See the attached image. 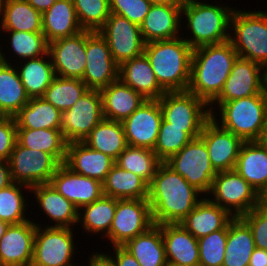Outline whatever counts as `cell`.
Wrapping results in <instances>:
<instances>
[{
	"mask_svg": "<svg viewBox=\"0 0 267 266\" xmlns=\"http://www.w3.org/2000/svg\"><path fill=\"white\" fill-rule=\"evenodd\" d=\"M203 197L180 174L161 162L149 184L148 202L154 224H179Z\"/></svg>",
	"mask_w": 267,
	"mask_h": 266,
	"instance_id": "6da1fadb",
	"label": "cell"
},
{
	"mask_svg": "<svg viewBox=\"0 0 267 266\" xmlns=\"http://www.w3.org/2000/svg\"><path fill=\"white\" fill-rule=\"evenodd\" d=\"M237 57L229 41L193 49L188 91L210 105L222 91Z\"/></svg>",
	"mask_w": 267,
	"mask_h": 266,
	"instance_id": "7a4b0ae2",
	"label": "cell"
},
{
	"mask_svg": "<svg viewBox=\"0 0 267 266\" xmlns=\"http://www.w3.org/2000/svg\"><path fill=\"white\" fill-rule=\"evenodd\" d=\"M204 1L187 0L181 10V20L186 21H181L185 23L181 30L186 28L190 32L188 36L181 32V37L192 49L229 41L230 18L235 8L218 1L216 4Z\"/></svg>",
	"mask_w": 267,
	"mask_h": 266,
	"instance_id": "3957f363",
	"label": "cell"
},
{
	"mask_svg": "<svg viewBox=\"0 0 267 266\" xmlns=\"http://www.w3.org/2000/svg\"><path fill=\"white\" fill-rule=\"evenodd\" d=\"M144 54L165 92L188 90L193 49L181 36L145 43Z\"/></svg>",
	"mask_w": 267,
	"mask_h": 266,
	"instance_id": "277c9868",
	"label": "cell"
},
{
	"mask_svg": "<svg viewBox=\"0 0 267 266\" xmlns=\"http://www.w3.org/2000/svg\"><path fill=\"white\" fill-rule=\"evenodd\" d=\"M266 105L267 94H256L224 103H211L209 109L213 121L245 142L260 139Z\"/></svg>",
	"mask_w": 267,
	"mask_h": 266,
	"instance_id": "5b68a950",
	"label": "cell"
},
{
	"mask_svg": "<svg viewBox=\"0 0 267 266\" xmlns=\"http://www.w3.org/2000/svg\"><path fill=\"white\" fill-rule=\"evenodd\" d=\"M229 31V42L238 57L256 62L267 70V11L235 7Z\"/></svg>",
	"mask_w": 267,
	"mask_h": 266,
	"instance_id": "8992f818",
	"label": "cell"
},
{
	"mask_svg": "<svg viewBox=\"0 0 267 266\" xmlns=\"http://www.w3.org/2000/svg\"><path fill=\"white\" fill-rule=\"evenodd\" d=\"M74 229L46 227L36 222L31 266H78L80 262L73 261L78 250Z\"/></svg>",
	"mask_w": 267,
	"mask_h": 266,
	"instance_id": "52a82bcc",
	"label": "cell"
},
{
	"mask_svg": "<svg viewBox=\"0 0 267 266\" xmlns=\"http://www.w3.org/2000/svg\"><path fill=\"white\" fill-rule=\"evenodd\" d=\"M206 197L233 217H241L259 206V194L235 170L217 172Z\"/></svg>",
	"mask_w": 267,
	"mask_h": 266,
	"instance_id": "ba28073f",
	"label": "cell"
},
{
	"mask_svg": "<svg viewBox=\"0 0 267 266\" xmlns=\"http://www.w3.org/2000/svg\"><path fill=\"white\" fill-rule=\"evenodd\" d=\"M165 163L203 196H207L210 192L217 172L211 164L205 142L200 136L193 138Z\"/></svg>",
	"mask_w": 267,
	"mask_h": 266,
	"instance_id": "9c48e42d",
	"label": "cell"
},
{
	"mask_svg": "<svg viewBox=\"0 0 267 266\" xmlns=\"http://www.w3.org/2000/svg\"><path fill=\"white\" fill-rule=\"evenodd\" d=\"M153 225L148 199H117L114 219L106 239L112 244L110 247L123 246Z\"/></svg>",
	"mask_w": 267,
	"mask_h": 266,
	"instance_id": "30bf717a",
	"label": "cell"
},
{
	"mask_svg": "<svg viewBox=\"0 0 267 266\" xmlns=\"http://www.w3.org/2000/svg\"><path fill=\"white\" fill-rule=\"evenodd\" d=\"M8 163L12 181L29 187L50 183L61 165L52 154L24 148L17 142Z\"/></svg>",
	"mask_w": 267,
	"mask_h": 266,
	"instance_id": "8fae6325",
	"label": "cell"
},
{
	"mask_svg": "<svg viewBox=\"0 0 267 266\" xmlns=\"http://www.w3.org/2000/svg\"><path fill=\"white\" fill-rule=\"evenodd\" d=\"M103 119L101 93L89 89L71 108L62 113L61 131L67 143L83 142Z\"/></svg>",
	"mask_w": 267,
	"mask_h": 266,
	"instance_id": "7c38bea8",
	"label": "cell"
},
{
	"mask_svg": "<svg viewBox=\"0 0 267 266\" xmlns=\"http://www.w3.org/2000/svg\"><path fill=\"white\" fill-rule=\"evenodd\" d=\"M119 79V65L98 31L86 30V68L81 79L91 90H101Z\"/></svg>",
	"mask_w": 267,
	"mask_h": 266,
	"instance_id": "4fadbf2b",
	"label": "cell"
},
{
	"mask_svg": "<svg viewBox=\"0 0 267 266\" xmlns=\"http://www.w3.org/2000/svg\"><path fill=\"white\" fill-rule=\"evenodd\" d=\"M158 100L170 126L204 127L211 119L209 105L188 90L165 92Z\"/></svg>",
	"mask_w": 267,
	"mask_h": 266,
	"instance_id": "5bb4252c",
	"label": "cell"
},
{
	"mask_svg": "<svg viewBox=\"0 0 267 266\" xmlns=\"http://www.w3.org/2000/svg\"><path fill=\"white\" fill-rule=\"evenodd\" d=\"M256 94H267V70L256 62L237 57L222 91L212 103H224Z\"/></svg>",
	"mask_w": 267,
	"mask_h": 266,
	"instance_id": "9a60e30c",
	"label": "cell"
},
{
	"mask_svg": "<svg viewBox=\"0 0 267 266\" xmlns=\"http://www.w3.org/2000/svg\"><path fill=\"white\" fill-rule=\"evenodd\" d=\"M98 32L106 40L111 56L119 66L144 53L145 42L140 26L125 17L111 13Z\"/></svg>",
	"mask_w": 267,
	"mask_h": 266,
	"instance_id": "2e32d148",
	"label": "cell"
},
{
	"mask_svg": "<svg viewBox=\"0 0 267 266\" xmlns=\"http://www.w3.org/2000/svg\"><path fill=\"white\" fill-rule=\"evenodd\" d=\"M162 119L159 100H146L122 121L128 145L153 150Z\"/></svg>",
	"mask_w": 267,
	"mask_h": 266,
	"instance_id": "e0dca14e",
	"label": "cell"
},
{
	"mask_svg": "<svg viewBox=\"0 0 267 266\" xmlns=\"http://www.w3.org/2000/svg\"><path fill=\"white\" fill-rule=\"evenodd\" d=\"M55 75L82 79L86 68V30L48 43Z\"/></svg>",
	"mask_w": 267,
	"mask_h": 266,
	"instance_id": "ac0fdd59",
	"label": "cell"
},
{
	"mask_svg": "<svg viewBox=\"0 0 267 266\" xmlns=\"http://www.w3.org/2000/svg\"><path fill=\"white\" fill-rule=\"evenodd\" d=\"M200 137L205 142L209 159L216 172L234 170L244 141L232 132L224 130L210 119Z\"/></svg>",
	"mask_w": 267,
	"mask_h": 266,
	"instance_id": "d6986e66",
	"label": "cell"
},
{
	"mask_svg": "<svg viewBox=\"0 0 267 266\" xmlns=\"http://www.w3.org/2000/svg\"><path fill=\"white\" fill-rule=\"evenodd\" d=\"M31 219L7 227L0 239L1 266H31L36 231Z\"/></svg>",
	"mask_w": 267,
	"mask_h": 266,
	"instance_id": "ffe728a7",
	"label": "cell"
},
{
	"mask_svg": "<svg viewBox=\"0 0 267 266\" xmlns=\"http://www.w3.org/2000/svg\"><path fill=\"white\" fill-rule=\"evenodd\" d=\"M50 184L78 209L104 195L101 181L75 173L64 163L56 170Z\"/></svg>",
	"mask_w": 267,
	"mask_h": 266,
	"instance_id": "44dd1931",
	"label": "cell"
},
{
	"mask_svg": "<svg viewBox=\"0 0 267 266\" xmlns=\"http://www.w3.org/2000/svg\"><path fill=\"white\" fill-rule=\"evenodd\" d=\"M30 195H34L38 209L42 210L43 217L49 219L46 227L75 228L78 224L79 209L62 194H60L50 183L32 186ZM45 214V215H44ZM51 222L53 225H51Z\"/></svg>",
	"mask_w": 267,
	"mask_h": 266,
	"instance_id": "7402d4cb",
	"label": "cell"
},
{
	"mask_svg": "<svg viewBox=\"0 0 267 266\" xmlns=\"http://www.w3.org/2000/svg\"><path fill=\"white\" fill-rule=\"evenodd\" d=\"M167 264L171 266H199L197 239L179 224H161Z\"/></svg>",
	"mask_w": 267,
	"mask_h": 266,
	"instance_id": "603a6c76",
	"label": "cell"
},
{
	"mask_svg": "<svg viewBox=\"0 0 267 266\" xmlns=\"http://www.w3.org/2000/svg\"><path fill=\"white\" fill-rule=\"evenodd\" d=\"M64 164L75 173L103 182L115 160L91 149L84 142H70L67 144Z\"/></svg>",
	"mask_w": 267,
	"mask_h": 266,
	"instance_id": "cb8c5ba5",
	"label": "cell"
},
{
	"mask_svg": "<svg viewBox=\"0 0 267 266\" xmlns=\"http://www.w3.org/2000/svg\"><path fill=\"white\" fill-rule=\"evenodd\" d=\"M182 8L170 5L152 4L140 25L145 43L157 40H170L181 36Z\"/></svg>",
	"mask_w": 267,
	"mask_h": 266,
	"instance_id": "d4e9b609",
	"label": "cell"
},
{
	"mask_svg": "<svg viewBox=\"0 0 267 266\" xmlns=\"http://www.w3.org/2000/svg\"><path fill=\"white\" fill-rule=\"evenodd\" d=\"M104 119L122 122L147 99L120 79L100 90Z\"/></svg>",
	"mask_w": 267,
	"mask_h": 266,
	"instance_id": "484cf974",
	"label": "cell"
},
{
	"mask_svg": "<svg viewBox=\"0 0 267 266\" xmlns=\"http://www.w3.org/2000/svg\"><path fill=\"white\" fill-rule=\"evenodd\" d=\"M119 79L147 100H157L165 93L144 53L119 66Z\"/></svg>",
	"mask_w": 267,
	"mask_h": 266,
	"instance_id": "4316f807",
	"label": "cell"
},
{
	"mask_svg": "<svg viewBox=\"0 0 267 266\" xmlns=\"http://www.w3.org/2000/svg\"><path fill=\"white\" fill-rule=\"evenodd\" d=\"M233 218L227 210L212 203L205 196L180 224L199 239L214 231L225 229Z\"/></svg>",
	"mask_w": 267,
	"mask_h": 266,
	"instance_id": "83f0119b",
	"label": "cell"
},
{
	"mask_svg": "<svg viewBox=\"0 0 267 266\" xmlns=\"http://www.w3.org/2000/svg\"><path fill=\"white\" fill-rule=\"evenodd\" d=\"M255 191L267 187V152L259 141H245L234 169Z\"/></svg>",
	"mask_w": 267,
	"mask_h": 266,
	"instance_id": "f1b7e54d",
	"label": "cell"
},
{
	"mask_svg": "<svg viewBox=\"0 0 267 266\" xmlns=\"http://www.w3.org/2000/svg\"><path fill=\"white\" fill-rule=\"evenodd\" d=\"M81 31L73 0H57L42 13V33L48 43Z\"/></svg>",
	"mask_w": 267,
	"mask_h": 266,
	"instance_id": "f546056e",
	"label": "cell"
},
{
	"mask_svg": "<svg viewBox=\"0 0 267 266\" xmlns=\"http://www.w3.org/2000/svg\"><path fill=\"white\" fill-rule=\"evenodd\" d=\"M13 64L29 98L42 97L56 76L49 53Z\"/></svg>",
	"mask_w": 267,
	"mask_h": 266,
	"instance_id": "4dcf8cb0",
	"label": "cell"
},
{
	"mask_svg": "<svg viewBox=\"0 0 267 266\" xmlns=\"http://www.w3.org/2000/svg\"><path fill=\"white\" fill-rule=\"evenodd\" d=\"M255 248L253 234L248 224L241 217H234L228 224L222 266H249Z\"/></svg>",
	"mask_w": 267,
	"mask_h": 266,
	"instance_id": "1f68e13d",
	"label": "cell"
},
{
	"mask_svg": "<svg viewBox=\"0 0 267 266\" xmlns=\"http://www.w3.org/2000/svg\"><path fill=\"white\" fill-rule=\"evenodd\" d=\"M2 33H5L7 39H5V43L8 42L6 48L9 46V53L13 54L16 59H11L13 56L9 57L5 51V48H2L3 43L0 44V61L5 63L12 64L13 61L15 63L25 60V59H31V58H37L40 56H44L48 53V42L45 39V36L42 32L37 33H31V32H23V31H14V30H3L0 31V35ZM8 40V41H7ZM1 41V39H0ZM1 43V42H0ZM12 50V53L10 52ZM4 52V53H3ZM17 56V57H16ZM19 58V60H18ZM18 60V61H17ZM10 61V62H9ZM12 61V62H11Z\"/></svg>",
	"mask_w": 267,
	"mask_h": 266,
	"instance_id": "d6a6232c",
	"label": "cell"
},
{
	"mask_svg": "<svg viewBox=\"0 0 267 266\" xmlns=\"http://www.w3.org/2000/svg\"><path fill=\"white\" fill-rule=\"evenodd\" d=\"M103 194L116 199H148L149 184L140 176L113 165L102 182Z\"/></svg>",
	"mask_w": 267,
	"mask_h": 266,
	"instance_id": "836d02e7",
	"label": "cell"
},
{
	"mask_svg": "<svg viewBox=\"0 0 267 266\" xmlns=\"http://www.w3.org/2000/svg\"><path fill=\"white\" fill-rule=\"evenodd\" d=\"M122 247L133 255L141 266H168L161 228L158 225H153Z\"/></svg>",
	"mask_w": 267,
	"mask_h": 266,
	"instance_id": "e575fe53",
	"label": "cell"
},
{
	"mask_svg": "<svg viewBox=\"0 0 267 266\" xmlns=\"http://www.w3.org/2000/svg\"><path fill=\"white\" fill-rule=\"evenodd\" d=\"M17 128L61 129L62 112L42 97L30 98L14 116Z\"/></svg>",
	"mask_w": 267,
	"mask_h": 266,
	"instance_id": "d590c367",
	"label": "cell"
},
{
	"mask_svg": "<svg viewBox=\"0 0 267 266\" xmlns=\"http://www.w3.org/2000/svg\"><path fill=\"white\" fill-rule=\"evenodd\" d=\"M42 32V13L27 0H6L0 10V31Z\"/></svg>",
	"mask_w": 267,
	"mask_h": 266,
	"instance_id": "8d00e7d4",
	"label": "cell"
},
{
	"mask_svg": "<svg viewBox=\"0 0 267 266\" xmlns=\"http://www.w3.org/2000/svg\"><path fill=\"white\" fill-rule=\"evenodd\" d=\"M117 199L103 195L100 199L79 209L78 223L89 235L106 238L116 211Z\"/></svg>",
	"mask_w": 267,
	"mask_h": 266,
	"instance_id": "74e56055",
	"label": "cell"
},
{
	"mask_svg": "<svg viewBox=\"0 0 267 266\" xmlns=\"http://www.w3.org/2000/svg\"><path fill=\"white\" fill-rule=\"evenodd\" d=\"M91 149L116 160L128 146L122 122L103 119L83 141Z\"/></svg>",
	"mask_w": 267,
	"mask_h": 266,
	"instance_id": "f35d334b",
	"label": "cell"
},
{
	"mask_svg": "<svg viewBox=\"0 0 267 266\" xmlns=\"http://www.w3.org/2000/svg\"><path fill=\"white\" fill-rule=\"evenodd\" d=\"M17 143L24 148L52 154L61 164L65 162L68 143L61 129L17 128Z\"/></svg>",
	"mask_w": 267,
	"mask_h": 266,
	"instance_id": "ab89813d",
	"label": "cell"
},
{
	"mask_svg": "<svg viewBox=\"0 0 267 266\" xmlns=\"http://www.w3.org/2000/svg\"><path fill=\"white\" fill-rule=\"evenodd\" d=\"M30 100L15 65L0 61V109L15 116Z\"/></svg>",
	"mask_w": 267,
	"mask_h": 266,
	"instance_id": "60d3db41",
	"label": "cell"
},
{
	"mask_svg": "<svg viewBox=\"0 0 267 266\" xmlns=\"http://www.w3.org/2000/svg\"><path fill=\"white\" fill-rule=\"evenodd\" d=\"M202 130L203 127L170 126V123L162 119L158 139L153 151L161 162H165L179 152L193 138L199 137Z\"/></svg>",
	"mask_w": 267,
	"mask_h": 266,
	"instance_id": "b9f144b4",
	"label": "cell"
},
{
	"mask_svg": "<svg viewBox=\"0 0 267 266\" xmlns=\"http://www.w3.org/2000/svg\"><path fill=\"white\" fill-rule=\"evenodd\" d=\"M30 189L31 187L25 184L13 182L8 187L0 190V220L10 225L31 219L27 213L28 208H30L29 202H27L29 198L27 197L31 196L24 195L26 191H28L26 193H30Z\"/></svg>",
	"mask_w": 267,
	"mask_h": 266,
	"instance_id": "7bdbcfd3",
	"label": "cell"
},
{
	"mask_svg": "<svg viewBox=\"0 0 267 266\" xmlns=\"http://www.w3.org/2000/svg\"><path fill=\"white\" fill-rule=\"evenodd\" d=\"M160 163L153 150L130 145L115 160L117 166L140 176L148 184L151 183Z\"/></svg>",
	"mask_w": 267,
	"mask_h": 266,
	"instance_id": "ee69618b",
	"label": "cell"
},
{
	"mask_svg": "<svg viewBox=\"0 0 267 266\" xmlns=\"http://www.w3.org/2000/svg\"><path fill=\"white\" fill-rule=\"evenodd\" d=\"M88 90L81 79L55 76L42 98L63 113L71 108Z\"/></svg>",
	"mask_w": 267,
	"mask_h": 266,
	"instance_id": "f6af8a7d",
	"label": "cell"
},
{
	"mask_svg": "<svg viewBox=\"0 0 267 266\" xmlns=\"http://www.w3.org/2000/svg\"><path fill=\"white\" fill-rule=\"evenodd\" d=\"M78 22L83 30L99 31L109 18V0H73Z\"/></svg>",
	"mask_w": 267,
	"mask_h": 266,
	"instance_id": "bcb514c9",
	"label": "cell"
},
{
	"mask_svg": "<svg viewBox=\"0 0 267 266\" xmlns=\"http://www.w3.org/2000/svg\"><path fill=\"white\" fill-rule=\"evenodd\" d=\"M228 226L203 236L198 241L199 266H222L227 244Z\"/></svg>",
	"mask_w": 267,
	"mask_h": 266,
	"instance_id": "7dc6e473",
	"label": "cell"
},
{
	"mask_svg": "<svg viewBox=\"0 0 267 266\" xmlns=\"http://www.w3.org/2000/svg\"><path fill=\"white\" fill-rule=\"evenodd\" d=\"M110 12L127 18L140 26L149 12L152 3L148 0H109Z\"/></svg>",
	"mask_w": 267,
	"mask_h": 266,
	"instance_id": "c3c4849f",
	"label": "cell"
},
{
	"mask_svg": "<svg viewBox=\"0 0 267 266\" xmlns=\"http://www.w3.org/2000/svg\"><path fill=\"white\" fill-rule=\"evenodd\" d=\"M241 218L252 231L255 247L267 250V210L257 206Z\"/></svg>",
	"mask_w": 267,
	"mask_h": 266,
	"instance_id": "681fc988",
	"label": "cell"
},
{
	"mask_svg": "<svg viewBox=\"0 0 267 266\" xmlns=\"http://www.w3.org/2000/svg\"><path fill=\"white\" fill-rule=\"evenodd\" d=\"M17 142V124L13 116L0 119V159L6 160L11 156Z\"/></svg>",
	"mask_w": 267,
	"mask_h": 266,
	"instance_id": "f907efd6",
	"label": "cell"
},
{
	"mask_svg": "<svg viewBox=\"0 0 267 266\" xmlns=\"http://www.w3.org/2000/svg\"><path fill=\"white\" fill-rule=\"evenodd\" d=\"M112 250L113 252L109 251L110 253H105L113 260L116 266H141L134 256L122 246H113Z\"/></svg>",
	"mask_w": 267,
	"mask_h": 266,
	"instance_id": "816d5d0a",
	"label": "cell"
},
{
	"mask_svg": "<svg viewBox=\"0 0 267 266\" xmlns=\"http://www.w3.org/2000/svg\"><path fill=\"white\" fill-rule=\"evenodd\" d=\"M88 256L87 266H116L113 260L104 252L98 253V251L91 253Z\"/></svg>",
	"mask_w": 267,
	"mask_h": 266,
	"instance_id": "f5cc1de1",
	"label": "cell"
},
{
	"mask_svg": "<svg viewBox=\"0 0 267 266\" xmlns=\"http://www.w3.org/2000/svg\"><path fill=\"white\" fill-rule=\"evenodd\" d=\"M12 183L8 161L0 159V190L8 187Z\"/></svg>",
	"mask_w": 267,
	"mask_h": 266,
	"instance_id": "db71d44e",
	"label": "cell"
},
{
	"mask_svg": "<svg viewBox=\"0 0 267 266\" xmlns=\"http://www.w3.org/2000/svg\"><path fill=\"white\" fill-rule=\"evenodd\" d=\"M249 266H267V250L255 248L250 257Z\"/></svg>",
	"mask_w": 267,
	"mask_h": 266,
	"instance_id": "11a10c76",
	"label": "cell"
},
{
	"mask_svg": "<svg viewBox=\"0 0 267 266\" xmlns=\"http://www.w3.org/2000/svg\"><path fill=\"white\" fill-rule=\"evenodd\" d=\"M28 3L35 9L43 13L48 10L57 0H27Z\"/></svg>",
	"mask_w": 267,
	"mask_h": 266,
	"instance_id": "9f6ffc18",
	"label": "cell"
},
{
	"mask_svg": "<svg viewBox=\"0 0 267 266\" xmlns=\"http://www.w3.org/2000/svg\"><path fill=\"white\" fill-rule=\"evenodd\" d=\"M152 4L170 5L173 7L182 8L187 0H148Z\"/></svg>",
	"mask_w": 267,
	"mask_h": 266,
	"instance_id": "6f0895ef",
	"label": "cell"
},
{
	"mask_svg": "<svg viewBox=\"0 0 267 266\" xmlns=\"http://www.w3.org/2000/svg\"><path fill=\"white\" fill-rule=\"evenodd\" d=\"M259 206L267 210V187L259 195Z\"/></svg>",
	"mask_w": 267,
	"mask_h": 266,
	"instance_id": "680465c9",
	"label": "cell"
},
{
	"mask_svg": "<svg viewBox=\"0 0 267 266\" xmlns=\"http://www.w3.org/2000/svg\"><path fill=\"white\" fill-rule=\"evenodd\" d=\"M261 136H267V105L264 111L263 128L261 131Z\"/></svg>",
	"mask_w": 267,
	"mask_h": 266,
	"instance_id": "91938a15",
	"label": "cell"
},
{
	"mask_svg": "<svg viewBox=\"0 0 267 266\" xmlns=\"http://www.w3.org/2000/svg\"><path fill=\"white\" fill-rule=\"evenodd\" d=\"M8 226L9 224L7 222L0 220V239L6 232Z\"/></svg>",
	"mask_w": 267,
	"mask_h": 266,
	"instance_id": "94428289",
	"label": "cell"
},
{
	"mask_svg": "<svg viewBox=\"0 0 267 266\" xmlns=\"http://www.w3.org/2000/svg\"><path fill=\"white\" fill-rule=\"evenodd\" d=\"M258 141L262 144L267 152V136H260V139Z\"/></svg>",
	"mask_w": 267,
	"mask_h": 266,
	"instance_id": "6125c7cd",
	"label": "cell"
},
{
	"mask_svg": "<svg viewBox=\"0 0 267 266\" xmlns=\"http://www.w3.org/2000/svg\"><path fill=\"white\" fill-rule=\"evenodd\" d=\"M6 0H0V10L2 9L3 7V4L5 3Z\"/></svg>",
	"mask_w": 267,
	"mask_h": 266,
	"instance_id": "be15d7a7",
	"label": "cell"
},
{
	"mask_svg": "<svg viewBox=\"0 0 267 266\" xmlns=\"http://www.w3.org/2000/svg\"><path fill=\"white\" fill-rule=\"evenodd\" d=\"M6 115L1 111V109H0V119L1 118H3V117H5Z\"/></svg>",
	"mask_w": 267,
	"mask_h": 266,
	"instance_id": "e7e4bbea",
	"label": "cell"
}]
</instances>
